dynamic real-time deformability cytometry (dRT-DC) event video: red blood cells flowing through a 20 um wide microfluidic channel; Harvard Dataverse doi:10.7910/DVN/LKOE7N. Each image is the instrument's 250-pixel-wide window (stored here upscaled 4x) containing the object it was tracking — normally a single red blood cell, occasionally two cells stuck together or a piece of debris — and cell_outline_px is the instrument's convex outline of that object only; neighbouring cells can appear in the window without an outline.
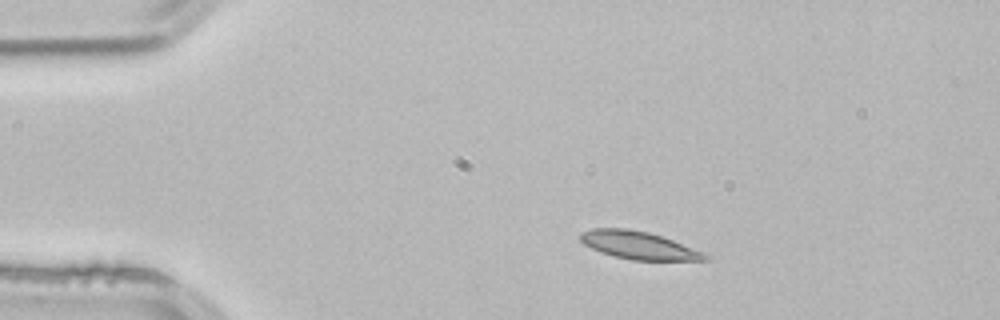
{"species": "common noctule bat (a hibernating species)", "species_latin": "Nyctalus noctula", "temperature_condition": "room temperature", "stored_images_in_passage": 2, "camera_frame_rate_fps": 3000, "um_per_image_px": 0.085, "animal": {"sex": "male", "body_mass_g": 21.5, "forearm_length_mm": 52.0}, "frame": {"image": 1, "passage_image": 1, "time_ms": 0.0, "image_size_px": [1000, 320], "cell_outline_px": [[712, 256], [708, 260], [632, 260], [612, 256], [600, 252], [584, 244], [580, 240], [580, 232], [592, 228], [628, 228], [648, 232], [672, 240], [704, 252]], "centroid_in_image_um": [54.28, 20.85], "position_along_channel_um": 30.7, "area_um2": 20.23}}